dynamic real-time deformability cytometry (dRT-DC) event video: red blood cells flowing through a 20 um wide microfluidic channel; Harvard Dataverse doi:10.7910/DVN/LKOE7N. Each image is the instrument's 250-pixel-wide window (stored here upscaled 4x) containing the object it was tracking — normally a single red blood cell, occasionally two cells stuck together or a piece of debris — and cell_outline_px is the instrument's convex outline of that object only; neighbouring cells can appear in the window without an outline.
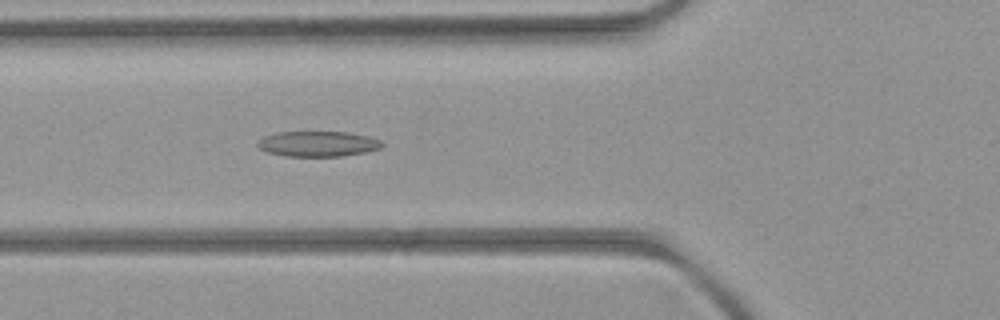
{"species": "common noctule bat (a hibernating species)", "species_latin": "Nyctalus noctula", "temperature_condition": "room temperature", "stored_images_in_passage": 5, "camera_frame_rate_fps": 3000, "um_per_image_px": 0.085, "animal": {"sex": "female", "body_mass_g": 21.9}, "frame": {"image": 1, "passage_image": 5, "time_ms": 4.333, "image_size_px": [1000, 320], "cell_outline_px": [[384, 144], [380, 148], [364, 152], [344, 156], [284, 156], [268, 152], [260, 148], [256, 144], [264, 136], [276, 132], [348, 132], [368, 136], [380, 140]], "centroid_in_image_um": [27.02, 12.22], "position_along_channel_um": 98.8, "area_um2": 18.32}}